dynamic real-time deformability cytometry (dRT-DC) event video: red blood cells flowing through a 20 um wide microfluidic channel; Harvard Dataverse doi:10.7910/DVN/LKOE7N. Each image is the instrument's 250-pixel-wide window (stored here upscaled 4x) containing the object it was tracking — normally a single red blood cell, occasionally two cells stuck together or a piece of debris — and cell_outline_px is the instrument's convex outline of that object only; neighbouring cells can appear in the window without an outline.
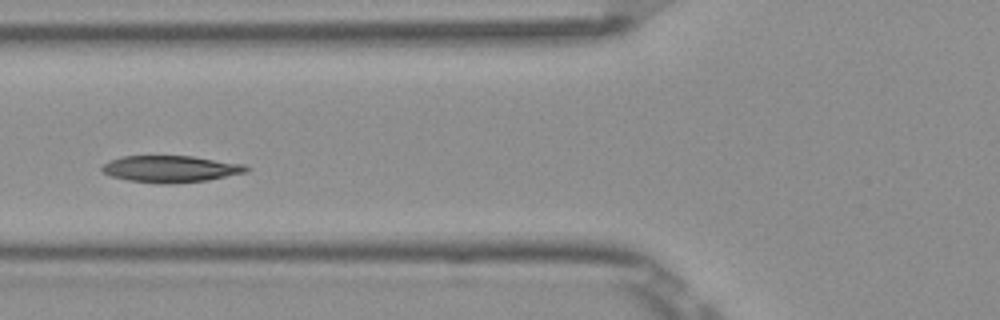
{"species": "Egyptian fruit bat (a non-hibernating species)", "species_latin": "Rousettus aegyptiacus", "temperature_condition": "room temperature", "stored_images_in_passage": 9, "camera_frame_rate_fps": 3000, "um_per_image_px": 0.085, "frame": {"image": 1, "passage_image": 6, "time_ms": 1.667, "image_size_px": [1000, 320], "cell_outline_px": [[252, 168], [244, 172], [208, 180], [168, 184], [160, 184], [128, 180], [112, 176], [104, 172], [100, 168], [108, 160], [124, 156], [192, 156], [244, 164]], "centroid_in_image_um": [14.49, 14.36], "position_along_channel_um": 111.3, "area_um2": 22.37}}
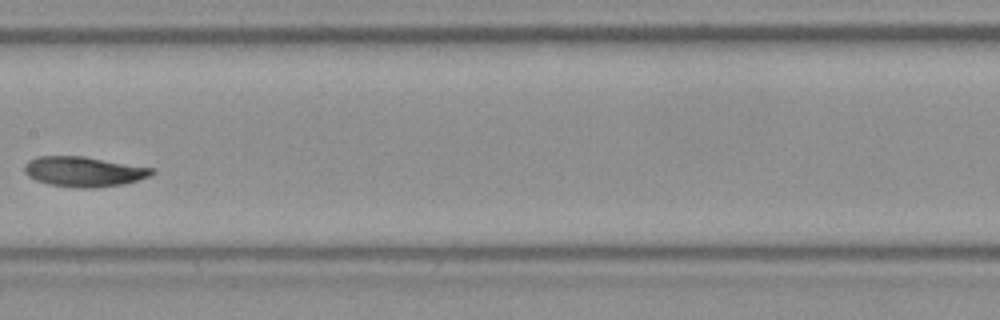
{"frame": {"image": 2, "passage_image": 8, "time_ms": 2.333, "image_size_px": [1000, 320], "cell_outline_px": [[156, 172], [152, 176], [124, 184], [96, 188], [76, 188], [48, 184], [36, 180], [28, 176], [24, 172], [24, 164], [28, 160], [36, 156], [84, 156], [156, 168]], "centroid_in_image_um": [7.16, 14.58], "position_along_channel_um": 200.2, "area_um2": 22.77}}
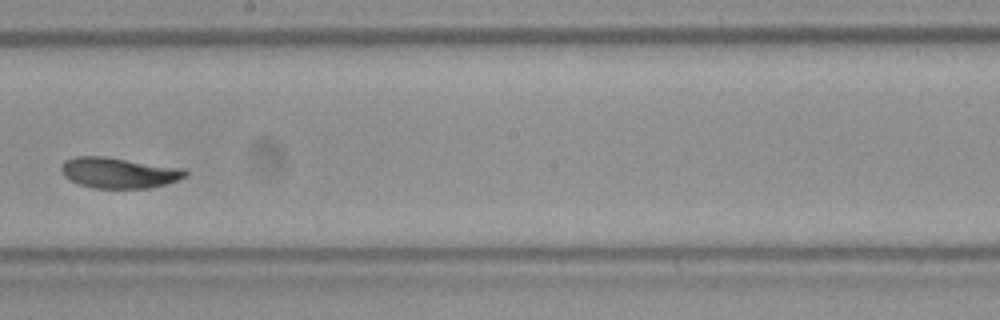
{"frame": {"image": 3, "passage_image": 9, "time_ms": 2.667, "image_size_px": [1000, 320], "cell_outline_px": [[188, 176], [164, 184], [148, 188], [96, 188], [80, 184], [68, 180], [64, 176], [60, 168], [64, 160], [76, 156], [108, 156], [184, 168], [188, 172]], "centroid_in_image_um": [10.09, 14.67], "position_along_channel_um": 238.1, "area_um2": 22.37}}